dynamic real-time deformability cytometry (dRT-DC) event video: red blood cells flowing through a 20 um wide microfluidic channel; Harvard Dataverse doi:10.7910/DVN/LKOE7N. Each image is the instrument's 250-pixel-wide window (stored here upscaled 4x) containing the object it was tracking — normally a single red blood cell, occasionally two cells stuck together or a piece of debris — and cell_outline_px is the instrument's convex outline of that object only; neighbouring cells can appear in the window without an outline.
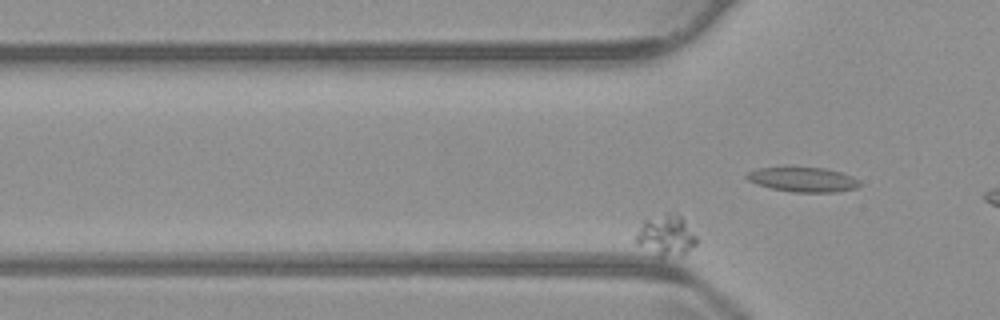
{"species": "common noctule bat (a hibernating species)", "species_latin": "Nyctalus noctula", "temperature_condition": "warm", "stored_images_in_passage": 44, "camera_frame_rate_fps": 3000, "um_per_image_px": 0.085, "animal": {"sex": "male", "body_mass_g": 23.1, "forearm_length_mm": 52.7}, "frame": {"image": 1, "passage_image": 5, "time_ms": 1.333, "image_size_px": [1000, 320], "cell_outline_px": [[696, 244], [684, 252], [660, 260], [636, 244], [636, 232], [644, 220], [668, 212], [676, 212], [684, 220], [696, 236]], "centroid_in_image_um": [56.56, 20.03], "position_along_channel_um": 69.2, "area_um2": 14.57}}
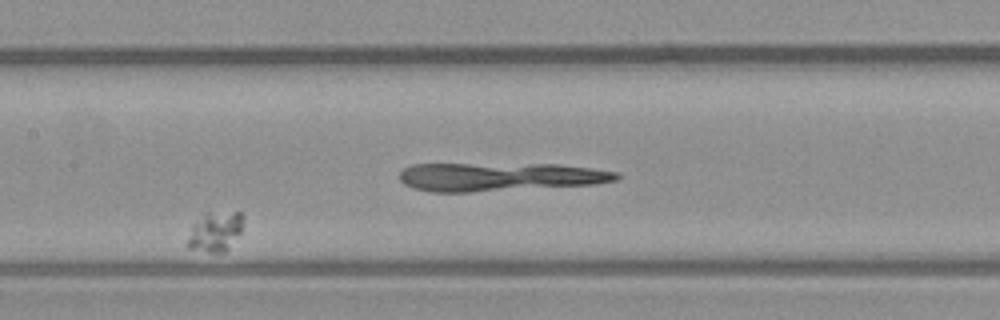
{"frame": {"image": 2, "passage_image": 18, "time_ms": 5.667, "image_size_px": [1000, 320], "cell_outline_px": [[244, 220], [240, 232], [224, 252], [208, 252], [188, 248], [188, 240], [192, 224], [204, 212], [240, 212], [244, 216]], "centroid_in_image_um": [18.29, 19.65], "position_along_channel_um": 189.1, "area_um2": 12.83}}
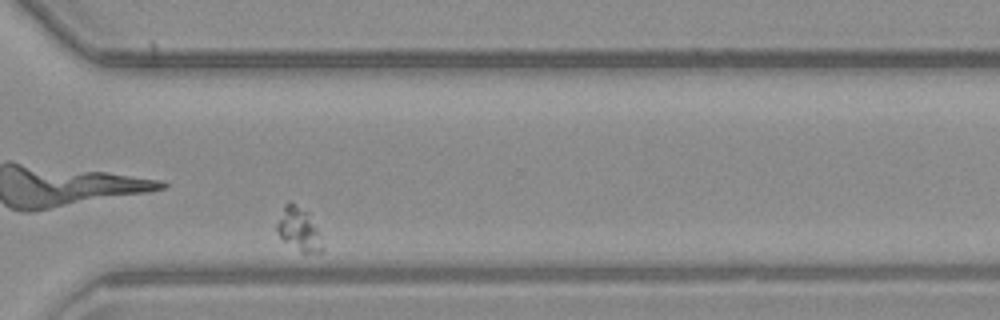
{"frame": {"image": 3, "passage_image": 34, "time_ms": 11.0, "image_size_px": [1000, 320], "cell_outline_px": [[324, 248], [320, 252], [300, 252], [284, 240], [280, 236], [276, 228], [276, 224], [284, 204], [288, 200], [308, 212], [316, 228]], "centroid_in_image_um": [25.38, 19.47], "position_along_channel_um": 345.2, "area_um2": 11.21}}